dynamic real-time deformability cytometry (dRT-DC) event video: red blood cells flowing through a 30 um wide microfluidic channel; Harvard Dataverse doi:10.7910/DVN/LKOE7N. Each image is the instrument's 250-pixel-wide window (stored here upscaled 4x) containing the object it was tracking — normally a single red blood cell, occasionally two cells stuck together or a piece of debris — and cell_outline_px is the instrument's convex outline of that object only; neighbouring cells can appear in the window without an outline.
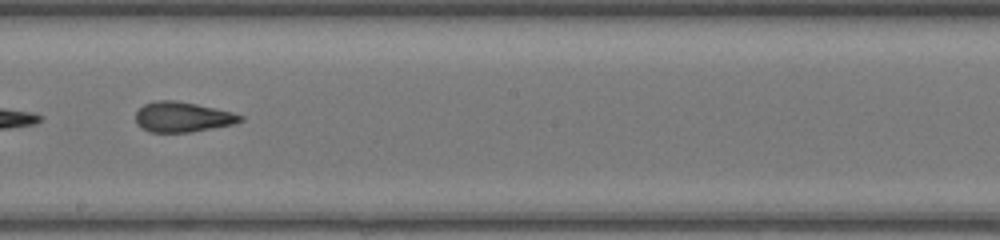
{"species": "common noctule bat (a hibernating species)", "species_latin": "Nyctalus noctula", "temperature_condition": "warm", "stored_images_in_passage": 36, "camera_frame_rate_fps": 3000, "um_per_image_px": 0.085, "animal": {"sex": "female", "body_mass_g": 17.0, "forearm_length_mm": 48.0}, "frame": {"image": 1, "passage_image": 21, "time_ms": 6.667, "image_size_px": [1000, 240], "cell_outline_px": [[244, 120], [232, 124], [192, 132], [152, 132], [136, 124], [136, 112], [144, 104], [156, 100], [176, 100], [196, 104], [232, 112], [244, 116]], "centroid_in_image_um": [15.51, 9.94], "position_along_channel_um": 232.7, "area_um2": 18.26}}
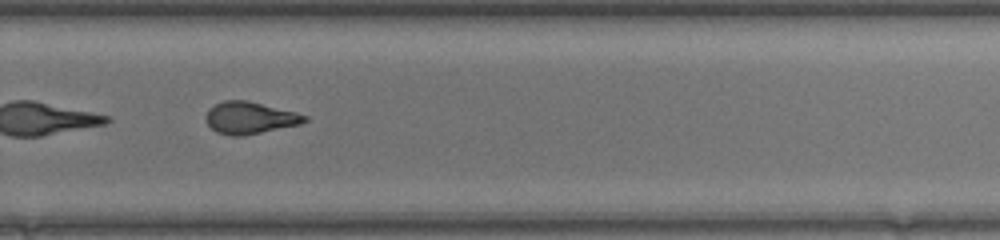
{"frame": {"image": 2, "passage_image": 26, "time_ms": 8.333, "image_size_px": [1000, 240], "cell_outline_px": [[308, 120], [300, 124], [240, 136], [228, 136], [216, 132], [204, 120], [204, 116], [208, 108], [224, 100], [248, 100], [296, 112], [308, 116]], "centroid_in_image_um": [21.19, 10.01], "position_along_channel_um": 308.6, "area_um2": 18.5}}